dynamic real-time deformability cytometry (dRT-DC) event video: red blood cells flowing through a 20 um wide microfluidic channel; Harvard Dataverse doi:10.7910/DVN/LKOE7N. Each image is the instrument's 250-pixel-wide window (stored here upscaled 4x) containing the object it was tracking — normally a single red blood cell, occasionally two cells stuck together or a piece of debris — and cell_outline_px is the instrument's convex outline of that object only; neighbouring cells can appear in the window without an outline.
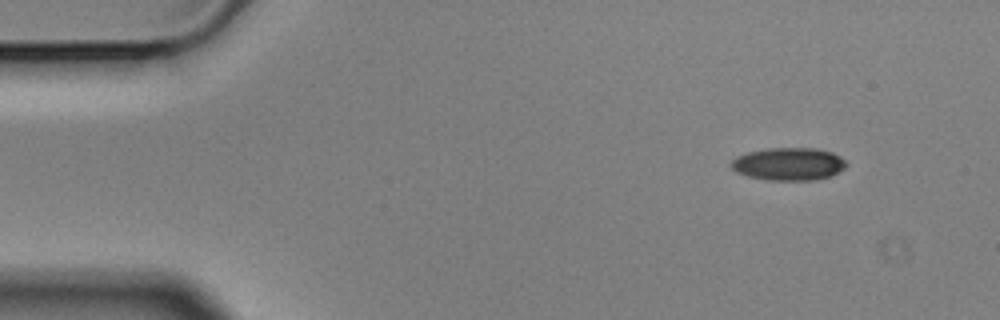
{"species": "Egyptian fruit bat (a non-hibernating species)", "species_latin": "Rousettus aegyptiacus", "temperature_condition": "cold", "stored_images_in_passage": 5, "segment_of_instrument_passage": [2, 2], "camera_frame_rate_fps": 3000, "um_per_image_px": 0.085, "animal": {"sex": "male"}, "frame": {"image": 1, "passage_image": 5, "time_ms": 1.333, "image_size_px": [1000, 320], "cell_outline_px": [[848, 164], [844, 168], [828, 176], [812, 180], [768, 180], [748, 176], [736, 172], [728, 164], [736, 156], [748, 152], [768, 148], [816, 148], [832, 152], [840, 156]], "centroid_in_image_um": [67.0, 13.93], "position_along_channel_um": 18.0, "area_um2": 21.91}}